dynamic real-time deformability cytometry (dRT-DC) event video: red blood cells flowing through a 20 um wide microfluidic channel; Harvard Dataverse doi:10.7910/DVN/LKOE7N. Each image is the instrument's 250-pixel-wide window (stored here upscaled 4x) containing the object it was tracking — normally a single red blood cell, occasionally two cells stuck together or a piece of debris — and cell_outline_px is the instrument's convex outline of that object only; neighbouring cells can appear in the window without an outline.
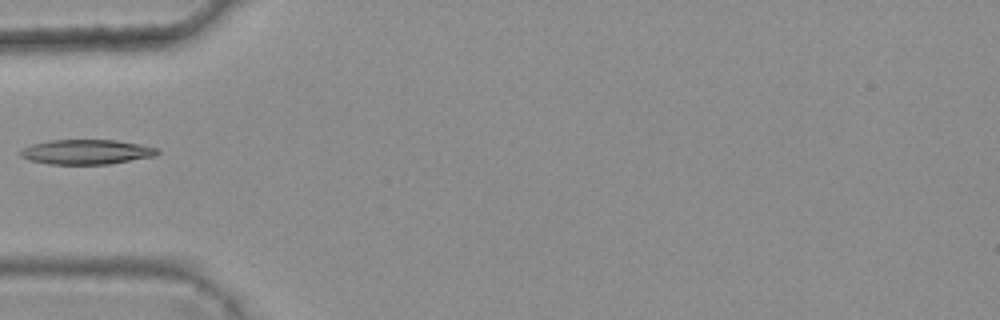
{"species": "common noctule bat (a hibernating species)", "species_latin": "Nyctalus noctula", "temperature_condition": "warm", "stored_images_in_passage": 5, "camera_frame_rate_fps": 3000, "um_per_image_px": 0.085, "animal": {"sex": "female", "body_mass_g": 25.1}, "frame": {"image": 1, "passage_image": 5, "time_ms": 1.333, "image_size_px": [1000, 320], "cell_outline_px": [[160, 152], [156, 156], [108, 164], [48, 164], [28, 160], [20, 156], [16, 152], [32, 144], [48, 140], [116, 140], [140, 144], [160, 148]], "centroid_in_image_um": [7.34, 12.91], "position_along_channel_um": 77.7, "area_um2": 20.0}}